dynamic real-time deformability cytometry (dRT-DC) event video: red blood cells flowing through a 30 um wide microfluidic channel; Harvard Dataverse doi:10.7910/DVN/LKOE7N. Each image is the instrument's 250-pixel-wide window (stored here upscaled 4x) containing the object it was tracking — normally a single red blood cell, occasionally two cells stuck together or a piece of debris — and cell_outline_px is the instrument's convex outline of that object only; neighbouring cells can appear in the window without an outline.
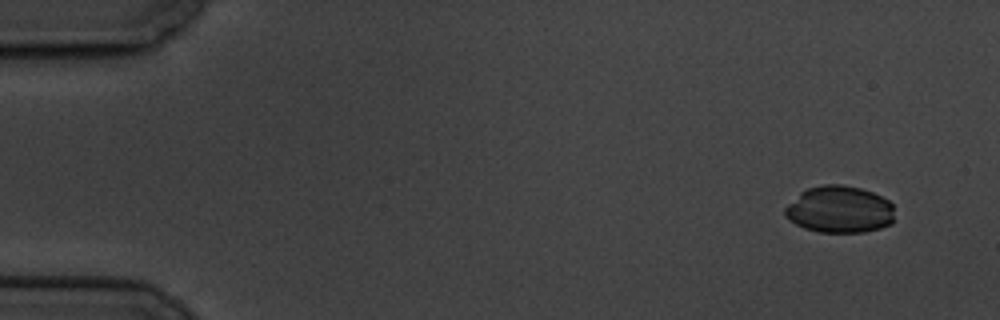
{"species": "common noctule bat (a hibernating species)", "species_latin": "Nyctalus noctula", "temperature_condition": "cold", "stored_images_in_passage": 5, "camera_frame_rate_fps": 3000, "um_per_image_px": 0.085, "animal": {"sex": "male", "body_mass_g": 19.5, "forearm_length_mm": 54.6}, "frame": {"image": 1, "passage_image": 2, "time_ms": 1.333, "image_size_px": [1000, 320], "cell_outline_px": [[892, 224], [880, 228], [864, 232], [820, 232], [804, 228], [796, 224], [784, 216], [784, 208], [800, 192], [808, 188], [824, 184], [840, 184], [860, 188], [872, 192], [888, 200], [892, 204]], "centroid_in_image_um": [71.33, 17.8], "position_along_channel_um": 13.7, "area_um2": 29.94}}